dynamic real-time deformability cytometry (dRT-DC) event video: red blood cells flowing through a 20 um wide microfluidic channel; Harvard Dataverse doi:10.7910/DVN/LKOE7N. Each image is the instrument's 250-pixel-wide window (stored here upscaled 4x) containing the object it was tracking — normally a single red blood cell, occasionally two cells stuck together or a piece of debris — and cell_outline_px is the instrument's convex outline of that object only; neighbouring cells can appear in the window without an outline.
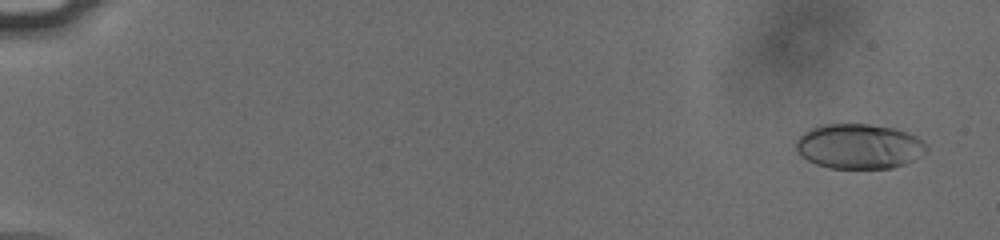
{"species": "human", "species_latin": "Homo sapiens", "temperature_condition": "cold", "stored_images_in_passage": 56, "camera_frame_rate_fps": 3000, "um_per_image_px": 0.085, "donor": {"sex": "male"}, "frame": {"image": 1, "passage_image": 3, "time_ms": 0.667, "image_size_px": [1000, 240], "cell_outline_px": [[928, 148], [924, 152], [912, 160], [904, 164], [892, 168], [828, 168], [816, 164], [800, 156], [796, 152], [796, 140], [804, 132], [812, 128], [824, 124], [868, 124], [892, 128], [908, 132], [916, 136]], "centroid_in_image_um": [72.97, 12.44], "position_along_channel_um": 12.0, "area_um2": 33.99}}
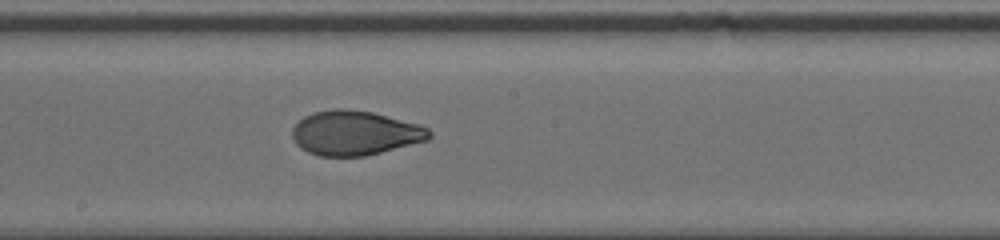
{"frame": {"image": 2, "passage_image": 33, "time_ms": 10.667, "image_size_px": [1000, 240], "cell_outline_px": [[432, 136], [428, 140], [364, 156], [320, 156], [308, 152], [300, 148], [296, 144], [292, 136], [292, 128], [304, 116], [312, 112], [332, 108], [344, 108], [372, 112], [420, 124], [428, 128], [432, 132]], "centroid_in_image_um": [30.16, 11.29], "position_along_channel_um": 218.0, "area_um2": 35.66}}
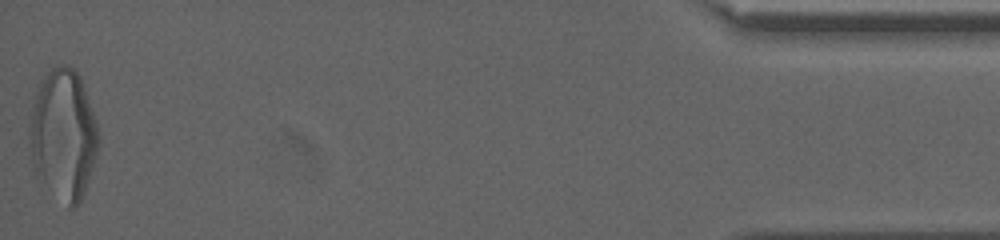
{"frame": {"image": 3, "passage_image": 56, "time_ms": 18.333, "image_size_px": [1000, 240], "cell_outline_px": [[100, 144], [84, 192], [76, 208], [68, 208], [40, 184], [36, 176], [32, 160], [28, 132], [28, 128], [32, 104], [40, 80], [52, 68], [64, 64], [72, 68], [80, 76], [96, 120], [100, 140]], "centroid_in_image_um": [5.36, 11.49], "position_along_channel_um": 429.8, "area_um2": 53.06}, "authors_computed_cell_mechanics": {"area_um2": 35.1713, "velocity_mm_per_s": 3.8183, "shape_relaxation_time_tau1_ms": 5.1178, "shape_relaxation_time_tau2_ms": 1.1, "deformation_change_tau1": 0.2041, "deformation_change_tau2": 0.06}}